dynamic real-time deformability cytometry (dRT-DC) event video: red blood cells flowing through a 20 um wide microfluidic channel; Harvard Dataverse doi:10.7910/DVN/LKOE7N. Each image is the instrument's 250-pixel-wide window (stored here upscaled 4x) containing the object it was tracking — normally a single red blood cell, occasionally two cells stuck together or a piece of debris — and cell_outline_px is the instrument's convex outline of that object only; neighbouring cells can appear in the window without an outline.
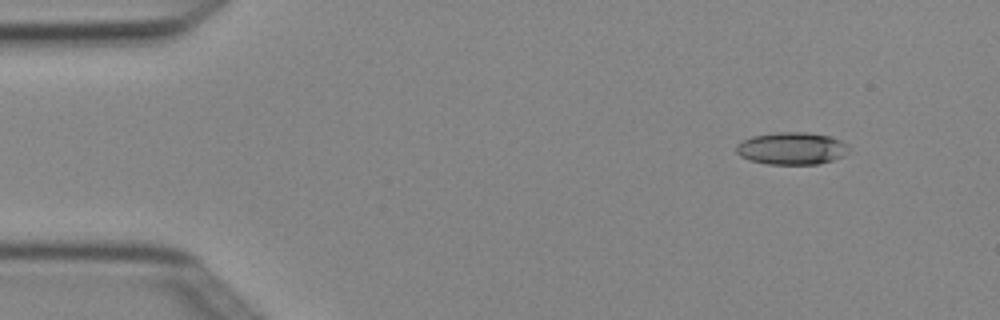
{"species": "Egyptian fruit bat (a non-hibernating species)", "species_latin": "Rousettus aegyptiacus", "temperature_condition": "cold", "stored_images_in_passage": 4, "camera_frame_rate_fps": 3000, "um_per_image_px": 0.085, "animal": {"sex": "female"}, "frame": {"image": 1, "passage_image": 1, "time_ms": 0.0, "image_size_px": [1000, 320], "cell_outline_px": [[848, 148], [844, 156], [832, 160], [816, 164], [768, 164], [748, 160], [740, 156], [736, 152], [736, 144], [752, 136], [776, 132], [804, 132], [832, 136], [848, 144]], "centroid_in_image_um": [67.28, 12.61], "position_along_channel_um": 17.7, "area_um2": 21.27}}
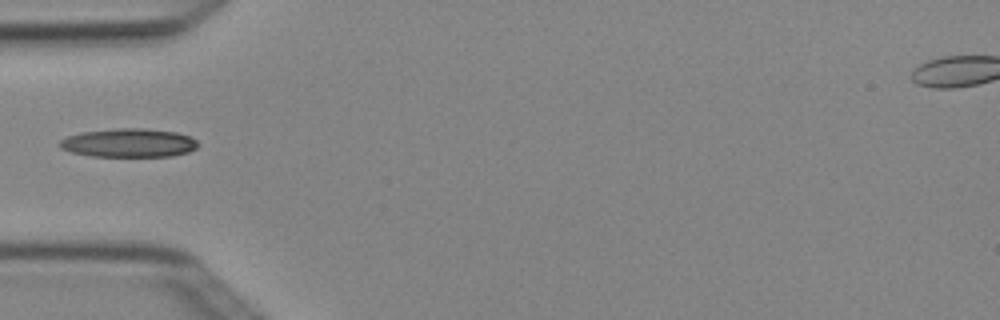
{"frame": {"image": 2, "passage_image": 4, "time_ms": 1.0, "image_size_px": [1000, 320], "cell_outline_px": [[200, 144], [196, 148], [188, 152], [172, 156], [92, 156], [72, 152], [60, 148], [60, 140], [68, 136], [80, 132], [116, 128], [144, 128], [176, 132], [192, 136]], "centroid_in_image_um": [10.98, 12.13], "position_along_channel_um": 74.0, "area_um2": 23.18}}